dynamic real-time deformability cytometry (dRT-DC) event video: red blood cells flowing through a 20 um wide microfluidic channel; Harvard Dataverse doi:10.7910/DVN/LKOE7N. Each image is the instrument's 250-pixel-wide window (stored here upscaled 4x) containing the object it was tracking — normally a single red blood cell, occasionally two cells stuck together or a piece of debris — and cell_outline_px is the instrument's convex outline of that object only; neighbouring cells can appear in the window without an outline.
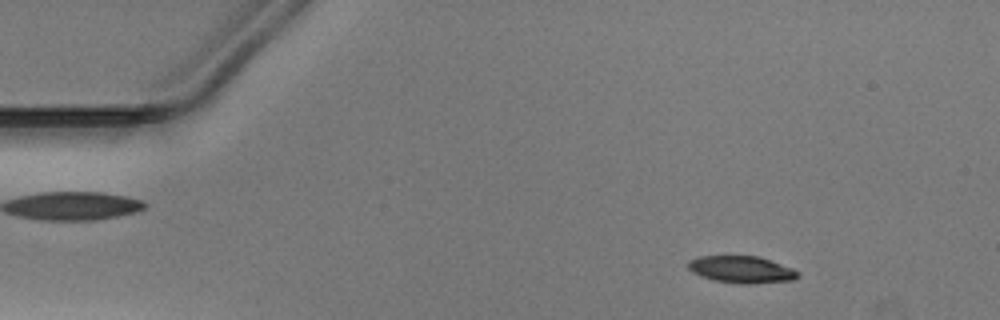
{"species": "Egyptian fruit bat (a non-hibernating species)", "species_latin": "Rousettus aegyptiacus", "temperature_condition": "warm", "stored_images_in_passage": 37, "camera_frame_rate_fps": 3000, "um_per_image_px": 0.085, "animal": {"sex": "male"}, "frame": {"image": 1, "passage_image": 1, "time_ms": 0.0, "image_size_px": [1000, 320], "cell_outline_px": [[800, 276], [792, 280], [748, 284], [744, 284], [716, 280], [700, 276], [692, 272], [688, 268], [688, 260], [700, 256], [760, 256], [792, 268], [800, 272]], "centroid_in_image_um": [63.04, 22.9], "position_along_channel_um": 22.0, "area_um2": 17.22}}
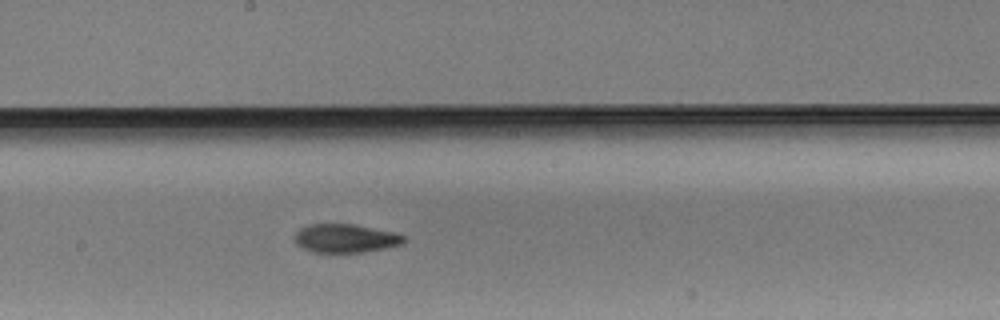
{"frame": {"image": 2, "passage_image": 22, "time_ms": 7.0, "image_size_px": [1000, 320], "cell_outline_px": [[404, 240], [400, 244], [388, 248], [364, 252], [312, 252], [296, 244], [296, 232], [300, 228], [308, 224], [356, 224], [392, 232], [404, 236]], "centroid_in_image_um": [29.35, 20.25], "position_along_channel_um": 218.8, "area_um2": 18.03}}
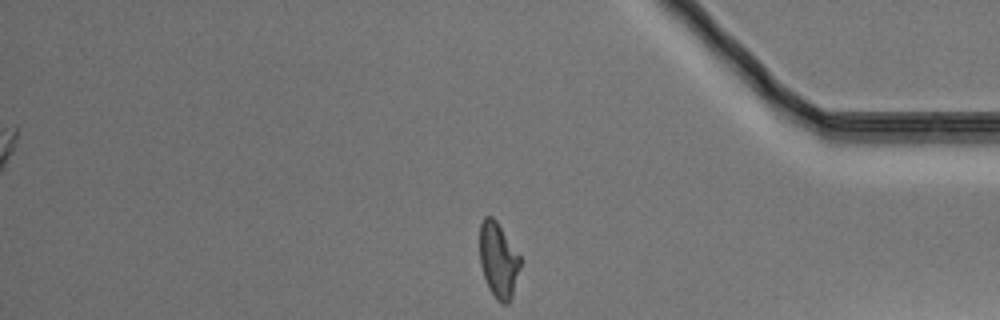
{"frame": {"image": 3, "passage_image": 37, "time_ms": 12.0, "image_size_px": [1000, 320], "cell_outline_px": [[520, 268], [512, 296], [508, 304], [500, 304], [496, 300], [488, 288], [480, 264], [480, 224], [484, 216], [492, 216], [496, 220], [520, 256]], "centroid_in_image_um": [42.35, 22.13], "position_along_channel_um": 392.8, "area_um2": 17.8}}